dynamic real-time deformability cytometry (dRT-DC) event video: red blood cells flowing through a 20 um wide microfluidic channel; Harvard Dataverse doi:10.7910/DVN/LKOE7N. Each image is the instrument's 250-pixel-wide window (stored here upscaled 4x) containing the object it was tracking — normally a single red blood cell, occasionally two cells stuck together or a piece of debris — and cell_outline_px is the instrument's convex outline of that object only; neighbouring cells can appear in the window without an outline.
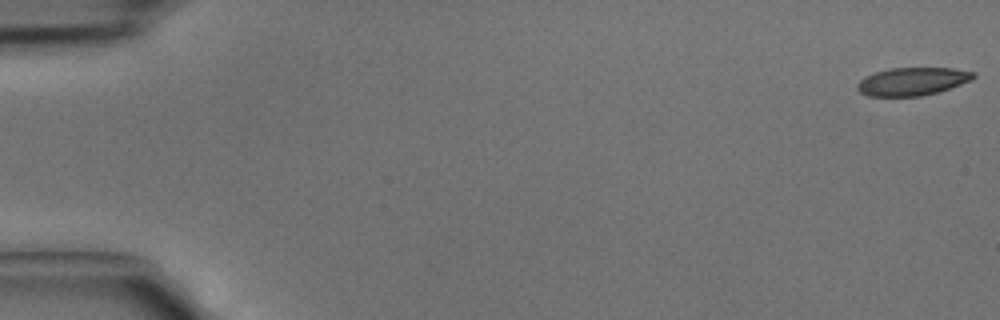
{"species": "common noctule bat (a hibernating species)", "species_latin": "Nyctalus noctula", "temperature_condition": "cold", "stored_images_in_passage": 11, "camera_frame_rate_fps": 3000, "um_per_image_px": 0.085, "animal": {"sex": "male", "body_mass_g": 15.6}, "frame": {"image": 1, "passage_image": 1, "time_ms": 0.0, "image_size_px": [1000, 320], "cell_outline_px": [[976, 76], [972, 80], [936, 92], [920, 96], [868, 96], [860, 92], [856, 88], [856, 84], [864, 76], [876, 72], [892, 68], [952, 68], [976, 72]], "centroid_in_image_um": [77.53, 6.91], "position_along_channel_um": 7.5, "area_um2": 18.84}}